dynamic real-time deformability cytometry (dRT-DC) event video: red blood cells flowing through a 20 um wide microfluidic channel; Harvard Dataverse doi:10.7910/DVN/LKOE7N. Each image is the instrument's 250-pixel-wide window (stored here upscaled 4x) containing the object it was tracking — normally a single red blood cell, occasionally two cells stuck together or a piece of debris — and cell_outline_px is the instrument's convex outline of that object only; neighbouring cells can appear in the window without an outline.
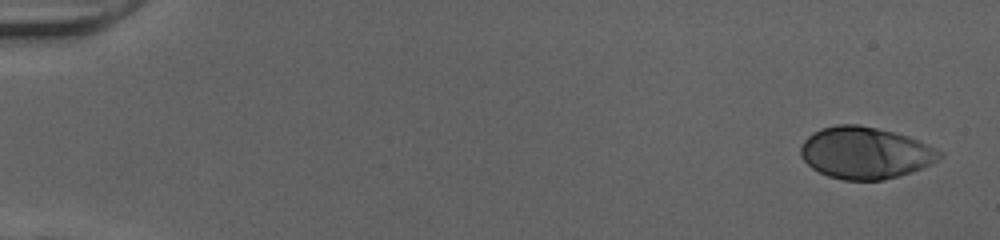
{"species": "human", "species_latin": "Homo sapiens", "temperature_condition": "cold", "stored_images_in_passage": 50, "camera_frame_rate_fps": 3000, "um_per_image_px": 0.085, "donor": {"sex": "female"}, "frame": {"image": 1, "passage_image": 1, "time_ms": 0.0, "image_size_px": [1000, 240], "cell_outline_px": [[944, 156], [932, 164], [912, 172], [884, 180], [844, 180], [828, 176], [812, 168], [800, 156], [800, 148], [804, 140], [812, 132], [820, 128], [836, 124], [856, 124], [876, 128], [908, 136], [944, 152]], "centroid_in_image_um": [73.54, 12.99], "position_along_channel_um": 11.5, "area_um2": 42.08}}
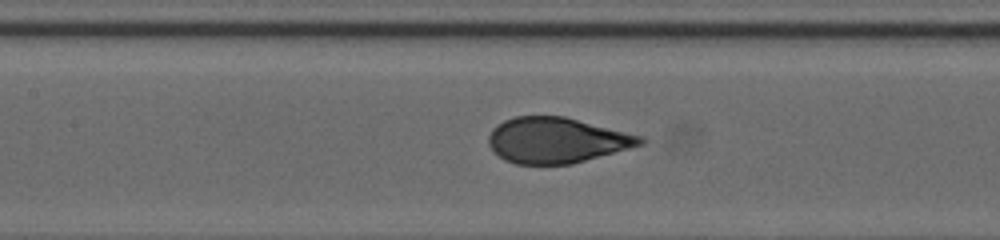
{"frame": {"image": 2, "passage_image": 24, "time_ms": 7.667, "image_size_px": [1000, 240], "cell_outline_px": [[648, 140], [644, 144], [572, 164], [516, 164], [504, 160], [488, 144], [488, 136], [492, 128], [504, 120], [516, 116], [564, 116], [644, 136]], "centroid_in_image_um": [47.34, 11.92], "position_along_channel_um": 160.1, "area_um2": 40.34}}
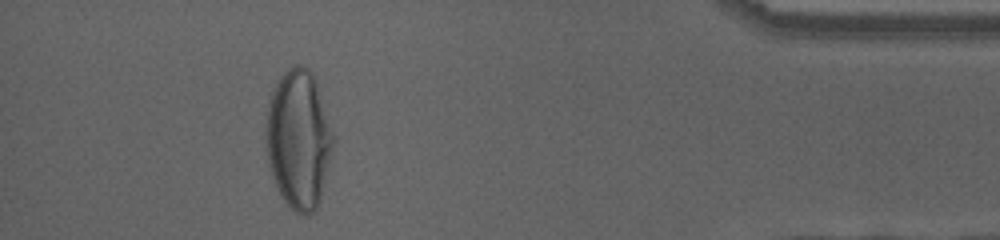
{"frame": {"image": 3, "passage_image": 46, "time_ms": 15.0, "image_size_px": [1000, 240], "cell_outline_px": [[336, 140], [320, 200], [316, 208], [308, 216], [300, 216], [288, 208], [280, 196], [264, 156], [264, 124], [268, 104], [276, 80], [292, 64], [300, 64], [308, 68], [312, 72], [316, 80], [336, 136]], "centroid_in_image_um": [25.37, 11.85], "position_along_channel_um": 409.8, "area_um2": 56.41}, "authors_computed_cell_mechanics": {"area_um2": 41.616, "velocity_mm_per_s": 4.031, "shape_relaxation_time_tau1_ms": 5.5359, "shape_relaxation_time_tau2_ms": null, "deformation_change_tau1": 0.2365, "deformation_change_tau2": null}}